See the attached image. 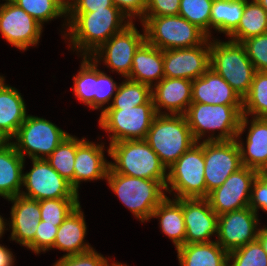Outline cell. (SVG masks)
Wrapping results in <instances>:
<instances>
[{
	"label": "cell",
	"instance_id": "6da1fadb",
	"mask_svg": "<svg viewBox=\"0 0 267 266\" xmlns=\"http://www.w3.org/2000/svg\"><path fill=\"white\" fill-rule=\"evenodd\" d=\"M67 33L71 49L90 56L114 34L122 31L131 22L117 7H105L94 12H67ZM127 20V21H126ZM124 21V22H123Z\"/></svg>",
	"mask_w": 267,
	"mask_h": 266
},
{
	"label": "cell",
	"instance_id": "7a4b0ae2",
	"mask_svg": "<svg viewBox=\"0 0 267 266\" xmlns=\"http://www.w3.org/2000/svg\"><path fill=\"white\" fill-rule=\"evenodd\" d=\"M110 169L131 177L158 180L164 187L167 168L144 139L123 140L109 144Z\"/></svg>",
	"mask_w": 267,
	"mask_h": 266
},
{
	"label": "cell",
	"instance_id": "3957f363",
	"mask_svg": "<svg viewBox=\"0 0 267 266\" xmlns=\"http://www.w3.org/2000/svg\"><path fill=\"white\" fill-rule=\"evenodd\" d=\"M243 106L212 105L191 103L184 116L196 142L209 131H219L218 135H208L202 141L234 140L240 129Z\"/></svg>",
	"mask_w": 267,
	"mask_h": 266
},
{
	"label": "cell",
	"instance_id": "277c9868",
	"mask_svg": "<svg viewBox=\"0 0 267 266\" xmlns=\"http://www.w3.org/2000/svg\"><path fill=\"white\" fill-rule=\"evenodd\" d=\"M106 181L122 204L142 223L150 221L155 208L167 197L158 180L131 177L108 169Z\"/></svg>",
	"mask_w": 267,
	"mask_h": 266
},
{
	"label": "cell",
	"instance_id": "5b68a950",
	"mask_svg": "<svg viewBox=\"0 0 267 266\" xmlns=\"http://www.w3.org/2000/svg\"><path fill=\"white\" fill-rule=\"evenodd\" d=\"M144 140L166 168L196 143L185 116L172 114H157Z\"/></svg>",
	"mask_w": 267,
	"mask_h": 266
},
{
	"label": "cell",
	"instance_id": "8992f818",
	"mask_svg": "<svg viewBox=\"0 0 267 266\" xmlns=\"http://www.w3.org/2000/svg\"><path fill=\"white\" fill-rule=\"evenodd\" d=\"M210 68L221 75L243 99L251 88L254 65L241 43L210 40Z\"/></svg>",
	"mask_w": 267,
	"mask_h": 266
},
{
	"label": "cell",
	"instance_id": "52a82bcc",
	"mask_svg": "<svg viewBox=\"0 0 267 266\" xmlns=\"http://www.w3.org/2000/svg\"><path fill=\"white\" fill-rule=\"evenodd\" d=\"M145 40L161 50L190 48L203 44L209 36L179 15L144 17Z\"/></svg>",
	"mask_w": 267,
	"mask_h": 266
},
{
	"label": "cell",
	"instance_id": "ba28073f",
	"mask_svg": "<svg viewBox=\"0 0 267 266\" xmlns=\"http://www.w3.org/2000/svg\"><path fill=\"white\" fill-rule=\"evenodd\" d=\"M204 167L203 141L196 142L167 168L166 193L175 191V199L206 198Z\"/></svg>",
	"mask_w": 267,
	"mask_h": 266
},
{
	"label": "cell",
	"instance_id": "9c48e42d",
	"mask_svg": "<svg viewBox=\"0 0 267 266\" xmlns=\"http://www.w3.org/2000/svg\"><path fill=\"white\" fill-rule=\"evenodd\" d=\"M156 115L151 97L146 103L133 108L104 107L99 117V126L110 134L109 144L123 140L145 139Z\"/></svg>",
	"mask_w": 267,
	"mask_h": 266
},
{
	"label": "cell",
	"instance_id": "30bf717a",
	"mask_svg": "<svg viewBox=\"0 0 267 266\" xmlns=\"http://www.w3.org/2000/svg\"><path fill=\"white\" fill-rule=\"evenodd\" d=\"M68 135L49 120L27 115L11 143L24 159H46Z\"/></svg>",
	"mask_w": 267,
	"mask_h": 266
},
{
	"label": "cell",
	"instance_id": "8fae6325",
	"mask_svg": "<svg viewBox=\"0 0 267 266\" xmlns=\"http://www.w3.org/2000/svg\"><path fill=\"white\" fill-rule=\"evenodd\" d=\"M145 41V31L141 34L131 22L122 31L114 34L102 44L90 57L99 63L101 60L112 72L116 71L122 77L128 78L132 69L135 52Z\"/></svg>",
	"mask_w": 267,
	"mask_h": 266
},
{
	"label": "cell",
	"instance_id": "7c38bea8",
	"mask_svg": "<svg viewBox=\"0 0 267 266\" xmlns=\"http://www.w3.org/2000/svg\"><path fill=\"white\" fill-rule=\"evenodd\" d=\"M32 168L23 173L20 194L37 201L59 198H79L70 182L63 178L46 159H31Z\"/></svg>",
	"mask_w": 267,
	"mask_h": 266
},
{
	"label": "cell",
	"instance_id": "4fadbf2b",
	"mask_svg": "<svg viewBox=\"0 0 267 266\" xmlns=\"http://www.w3.org/2000/svg\"><path fill=\"white\" fill-rule=\"evenodd\" d=\"M203 151L207 198L211 191L220 187L231 174L237 172L243 165L235 139L203 141Z\"/></svg>",
	"mask_w": 267,
	"mask_h": 266
},
{
	"label": "cell",
	"instance_id": "5bb4252c",
	"mask_svg": "<svg viewBox=\"0 0 267 266\" xmlns=\"http://www.w3.org/2000/svg\"><path fill=\"white\" fill-rule=\"evenodd\" d=\"M4 1V0H3ZM0 4V33L12 46L19 50L39 43L43 26L24 9L11 0Z\"/></svg>",
	"mask_w": 267,
	"mask_h": 266
},
{
	"label": "cell",
	"instance_id": "9a60e30c",
	"mask_svg": "<svg viewBox=\"0 0 267 266\" xmlns=\"http://www.w3.org/2000/svg\"><path fill=\"white\" fill-rule=\"evenodd\" d=\"M258 173L254 169L243 166L231 174L220 187L207 196L213 211L219 216L249 207L252 185Z\"/></svg>",
	"mask_w": 267,
	"mask_h": 266
},
{
	"label": "cell",
	"instance_id": "2e32d148",
	"mask_svg": "<svg viewBox=\"0 0 267 266\" xmlns=\"http://www.w3.org/2000/svg\"><path fill=\"white\" fill-rule=\"evenodd\" d=\"M258 214L245 207L218 216L216 242L227 252H231L258 238Z\"/></svg>",
	"mask_w": 267,
	"mask_h": 266
},
{
	"label": "cell",
	"instance_id": "e0dca14e",
	"mask_svg": "<svg viewBox=\"0 0 267 266\" xmlns=\"http://www.w3.org/2000/svg\"><path fill=\"white\" fill-rule=\"evenodd\" d=\"M210 39L190 48L163 50V69L167 78L194 80L210 68Z\"/></svg>",
	"mask_w": 267,
	"mask_h": 266
},
{
	"label": "cell",
	"instance_id": "ac0fdd59",
	"mask_svg": "<svg viewBox=\"0 0 267 266\" xmlns=\"http://www.w3.org/2000/svg\"><path fill=\"white\" fill-rule=\"evenodd\" d=\"M248 116L242 115L240 129L235 138L244 167L254 169L258 172H267V118H256L248 120ZM248 127L246 143L241 139V135Z\"/></svg>",
	"mask_w": 267,
	"mask_h": 266
},
{
	"label": "cell",
	"instance_id": "d6986e66",
	"mask_svg": "<svg viewBox=\"0 0 267 266\" xmlns=\"http://www.w3.org/2000/svg\"><path fill=\"white\" fill-rule=\"evenodd\" d=\"M185 244L208 243L218 233V215L207 198H183Z\"/></svg>",
	"mask_w": 267,
	"mask_h": 266
},
{
	"label": "cell",
	"instance_id": "ffe728a7",
	"mask_svg": "<svg viewBox=\"0 0 267 266\" xmlns=\"http://www.w3.org/2000/svg\"><path fill=\"white\" fill-rule=\"evenodd\" d=\"M151 97L157 114L184 115L192 103V80L164 77L151 88Z\"/></svg>",
	"mask_w": 267,
	"mask_h": 266
},
{
	"label": "cell",
	"instance_id": "44dd1931",
	"mask_svg": "<svg viewBox=\"0 0 267 266\" xmlns=\"http://www.w3.org/2000/svg\"><path fill=\"white\" fill-rule=\"evenodd\" d=\"M192 103L243 106V99L221 75L209 68L192 80Z\"/></svg>",
	"mask_w": 267,
	"mask_h": 266
},
{
	"label": "cell",
	"instance_id": "7402d4cb",
	"mask_svg": "<svg viewBox=\"0 0 267 266\" xmlns=\"http://www.w3.org/2000/svg\"><path fill=\"white\" fill-rule=\"evenodd\" d=\"M11 207L10 240L27 247L35 238L37 226L41 219L39 201L20 195L8 199Z\"/></svg>",
	"mask_w": 267,
	"mask_h": 266
},
{
	"label": "cell",
	"instance_id": "603a6c76",
	"mask_svg": "<svg viewBox=\"0 0 267 266\" xmlns=\"http://www.w3.org/2000/svg\"><path fill=\"white\" fill-rule=\"evenodd\" d=\"M104 143L84 139L78 146L74 163L73 189L78 193L82 181L106 179L109 161L105 159Z\"/></svg>",
	"mask_w": 267,
	"mask_h": 266
},
{
	"label": "cell",
	"instance_id": "cb8c5ba5",
	"mask_svg": "<svg viewBox=\"0 0 267 266\" xmlns=\"http://www.w3.org/2000/svg\"><path fill=\"white\" fill-rule=\"evenodd\" d=\"M81 210V205L79 204L65 218L56 233L52 248L66 252L64 254L66 256L85 253L93 249L89 243L84 241L87 234V226L84 213Z\"/></svg>",
	"mask_w": 267,
	"mask_h": 266
},
{
	"label": "cell",
	"instance_id": "d4e9b609",
	"mask_svg": "<svg viewBox=\"0 0 267 266\" xmlns=\"http://www.w3.org/2000/svg\"><path fill=\"white\" fill-rule=\"evenodd\" d=\"M164 77L163 50L145 40L135 52L128 79L147 84L152 88Z\"/></svg>",
	"mask_w": 267,
	"mask_h": 266
},
{
	"label": "cell",
	"instance_id": "484cf974",
	"mask_svg": "<svg viewBox=\"0 0 267 266\" xmlns=\"http://www.w3.org/2000/svg\"><path fill=\"white\" fill-rule=\"evenodd\" d=\"M26 104L21 93L0 80V128L11 139L27 116Z\"/></svg>",
	"mask_w": 267,
	"mask_h": 266
},
{
	"label": "cell",
	"instance_id": "4316f807",
	"mask_svg": "<svg viewBox=\"0 0 267 266\" xmlns=\"http://www.w3.org/2000/svg\"><path fill=\"white\" fill-rule=\"evenodd\" d=\"M24 165L12 143L0 147V197L8 200L20 195Z\"/></svg>",
	"mask_w": 267,
	"mask_h": 266
},
{
	"label": "cell",
	"instance_id": "83f0119b",
	"mask_svg": "<svg viewBox=\"0 0 267 266\" xmlns=\"http://www.w3.org/2000/svg\"><path fill=\"white\" fill-rule=\"evenodd\" d=\"M151 218H158L160 229L172 240L175 248L185 245L183 199L166 197L153 211Z\"/></svg>",
	"mask_w": 267,
	"mask_h": 266
},
{
	"label": "cell",
	"instance_id": "f1b7e54d",
	"mask_svg": "<svg viewBox=\"0 0 267 266\" xmlns=\"http://www.w3.org/2000/svg\"><path fill=\"white\" fill-rule=\"evenodd\" d=\"M176 250L180 266H228V252L216 240L185 244Z\"/></svg>",
	"mask_w": 267,
	"mask_h": 266
},
{
	"label": "cell",
	"instance_id": "f546056e",
	"mask_svg": "<svg viewBox=\"0 0 267 266\" xmlns=\"http://www.w3.org/2000/svg\"><path fill=\"white\" fill-rule=\"evenodd\" d=\"M247 0H213L210 29L229 37L236 29L244 13Z\"/></svg>",
	"mask_w": 267,
	"mask_h": 266
},
{
	"label": "cell",
	"instance_id": "4dcf8cb0",
	"mask_svg": "<svg viewBox=\"0 0 267 266\" xmlns=\"http://www.w3.org/2000/svg\"><path fill=\"white\" fill-rule=\"evenodd\" d=\"M267 32V11L257 0H247L244 13L237 29L228 37L229 40L241 43L247 38Z\"/></svg>",
	"mask_w": 267,
	"mask_h": 266
},
{
	"label": "cell",
	"instance_id": "1f68e13d",
	"mask_svg": "<svg viewBox=\"0 0 267 266\" xmlns=\"http://www.w3.org/2000/svg\"><path fill=\"white\" fill-rule=\"evenodd\" d=\"M69 134L46 158V161L73 187L74 163L77 146L84 140Z\"/></svg>",
	"mask_w": 267,
	"mask_h": 266
},
{
	"label": "cell",
	"instance_id": "d6a6232c",
	"mask_svg": "<svg viewBox=\"0 0 267 266\" xmlns=\"http://www.w3.org/2000/svg\"><path fill=\"white\" fill-rule=\"evenodd\" d=\"M73 92L76 98L95 110V88H96V62L90 56H83L80 71L73 76Z\"/></svg>",
	"mask_w": 267,
	"mask_h": 266
},
{
	"label": "cell",
	"instance_id": "836d02e7",
	"mask_svg": "<svg viewBox=\"0 0 267 266\" xmlns=\"http://www.w3.org/2000/svg\"><path fill=\"white\" fill-rule=\"evenodd\" d=\"M242 113L252 118H267V72H255L251 88L243 98Z\"/></svg>",
	"mask_w": 267,
	"mask_h": 266
},
{
	"label": "cell",
	"instance_id": "e575fe53",
	"mask_svg": "<svg viewBox=\"0 0 267 266\" xmlns=\"http://www.w3.org/2000/svg\"><path fill=\"white\" fill-rule=\"evenodd\" d=\"M151 98V87L147 84L125 78L119 83L113 101L106 108H133Z\"/></svg>",
	"mask_w": 267,
	"mask_h": 266
},
{
	"label": "cell",
	"instance_id": "d590c367",
	"mask_svg": "<svg viewBox=\"0 0 267 266\" xmlns=\"http://www.w3.org/2000/svg\"><path fill=\"white\" fill-rule=\"evenodd\" d=\"M18 7L24 9L42 26L44 22L67 17V11L55 0H11Z\"/></svg>",
	"mask_w": 267,
	"mask_h": 266
},
{
	"label": "cell",
	"instance_id": "8d00e7d4",
	"mask_svg": "<svg viewBox=\"0 0 267 266\" xmlns=\"http://www.w3.org/2000/svg\"><path fill=\"white\" fill-rule=\"evenodd\" d=\"M213 0H181L179 16L197 25L211 38L210 18Z\"/></svg>",
	"mask_w": 267,
	"mask_h": 266
},
{
	"label": "cell",
	"instance_id": "74e56055",
	"mask_svg": "<svg viewBox=\"0 0 267 266\" xmlns=\"http://www.w3.org/2000/svg\"><path fill=\"white\" fill-rule=\"evenodd\" d=\"M80 204L79 198L45 199L39 201L41 219L59 227L65 218Z\"/></svg>",
	"mask_w": 267,
	"mask_h": 266
},
{
	"label": "cell",
	"instance_id": "f35d334b",
	"mask_svg": "<svg viewBox=\"0 0 267 266\" xmlns=\"http://www.w3.org/2000/svg\"><path fill=\"white\" fill-rule=\"evenodd\" d=\"M228 266H267V252L256 239L228 252Z\"/></svg>",
	"mask_w": 267,
	"mask_h": 266
},
{
	"label": "cell",
	"instance_id": "ab89813d",
	"mask_svg": "<svg viewBox=\"0 0 267 266\" xmlns=\"http://www.w3.org/2000/svg\"><path fill=\"white\" fill-rule=\"evenodd\" d=\"M256 71L267 72V32L242 41Z\"/></svg>",
	"mask_w": 267,
	"mask_h": 266
},
{
	"label": "cell",
	"instance_id": "60d3db41",
	"mask_svg": "<svg viewBox=\"0 0 267 266\" xmlns=\"http://www.w3.org/2000/svg\"><path fill=\"white\" fill-rule=\"evenodd\" d=\"M96 63V88H95V110L101 109L105 104H110V100L113 101V96L116 94L118 86L112 79V76H108L105 72L97 68Z\"/></svg>",
	"mask_w": 267,
	"mask_h": 266
},
{
	"label": "cell",
	"instance_id": "b9f144b4",
	"mask_svg": "<svg viewBox=\"0 0 267 266\" xmlns=\"http://www.w3.org/2000/svg\"><path fill=\"white\" fill-rule=\"evenodd\" d=\"M58 228L59 227L55 226V224H50L40 220L37 226L35 238L26 248L36 254L51 250L54 246Z\"/></svg>",
	"mask_w": 267,
	"mask_h": 266
},
{
	"label": "cell",
	"instance_id": "7bdbcfd3",
	"mask_svg": "<svg viewBox=\"0 0 267 266\" xmlns=\"http://www.w3.org/2000/svg\"><path fill=\"white\" fill-rule=\"evenodd\" d=\"M114 263L109 264L106 257L92 249L85 253L63 255L53 266H113Z\"/></svg>",
	"mask_w": 267,
	"mask_h": 266
},
{
	"label": "cell",
	"instance_id": "ee69618b",
	"mask_svg": "<svg viewBox=\"0 0 267 266\" xmlns=\"http://www.w3.org/2000/svg\"><path fill=\"white\" fill-rule=\"evenodd\" d=\"M249 207L258 214V209L267 212V172H259L255 178Z\"/></svg>",
	"mask_w": 267,
	"mask_h": 266
},
{
	"label": "cell",
	"instance_id": "f6af8a7d",
	"mask_svg": "<svg viewBox=\"0 0 267 266\" xmlns=\"http://www.w3.org/2000/svg\"><path fill=\"white\" fill-rule=\"evenodd\" d=\"M181 0H147L144 17L179 15Z\"/></svg>",
	"mask_w": 267,
	"mask_h": 266
},
{
	"label": "cell",
	"instance_id": "bcb514c9",
	"mask_svg": "<svg viewBox=\"0 0 267 266\" xmlns=\"http://www.w3.org/2000/svg\"><path fill=\"white\" fill-rule=\"evenodd\" d=\"M112 2L130 22L138 16L140 21L144 18L147 0H112Z\"/></svg>",
	"mask_w": 267,
	"mask_h": 266
},
{
	"label": "cell",
	"instance_id": "7dc6e473",
	"mask_svg": "<svg viewBox=\"0 0 267 266\" xmlns=\"http://www.w3.org/2000/svg\"><path fill=\"white\" fill-rule=\"evenodd\" d=\"M105 7H116L112 0H74L68 12H94Z\"/></svg>",
	"mask_w": 267,
	"mask_h": 266
},
{
	"label": "cell",
	"instance_id": "c3c4849f",
	"mask_svg": "<svg viewBox=\"0 0 267 266\" xmlns=\"http://www.w3.org/2000/svg\"><path fill=\"white\" fill-rule=\"evenodd\" d=\"M14 258L12 251L0 244V266H13L15 261Z\"/></svg>",
	"mask_w": 267,
	"mask_h": 266
},
{
	"label": "cell",
	"instance_id": "681fc988",
	"mask_svg": "<svg viewBox=\"0 0 267 266\" xmlns=\"http://www.w3.org/2000/svg\"><path fill=\"white\" fill-rule=\"evenodd\" d=\"M260 243L263 246V249L267 252V226L264 228H259V233H258V238H257Z\"/></svg>",
	"mask_w": 267,
	"mask_h": 266
},
{
	"label": "cell",
	"instance_id": "f907efd6",
	"mask_svg": "<svg viewBox=\"0 0 267 266\" xmlns=\"http://www.w3.org/2000/svg\"><path fill=\"white\" fill-rule=\"evenodd\" d=\"M11 141L12 140L0 128V147L10 144Z\"/></svg>",
	"mask_w": 267,
	"mask_h": 266
},
{
	"label": "cell",
	"instance_id": "816d5d0a",
	"mask_svg": "<svg viewBox=\"0 0 267 266\" xmlns=\"http://www.w3.org/2000/svg\"><path fill=\"white\" fill-rule=\"evenodd\" d=\"M59 3L67 12L74 3V0H55Z\"/></svg>",
	"mask_w": 267,
	"mask_h": 266
},
{
	"label": "cell",
	"instance_id": "f5cc1de1",
	"mask_svg": "<svg viewBox=\"0 0 267 266\" xmlns=\"http://www.w3.org/2000/svg\"><path fill=\"white\" fill-rule=\"evenodd\" d=\"M5 221L6 220L0 215V238L3 236L5 230H8V228L5 229L7 225Z\"/></svg>",
	"mask_w": 267,
	"mask_h": 266
},
{
	"label": "cell",
	"instance_id": "db71d44e",
	"mask_svg": "<svg viewBox=\"0 0 267 266\" xmlns=\"http://www.w3.org/2000/svg\"><path fill=\"white\" fill-rule=\"evenodd\" d=\"M257 1L267 11V0H257Z\"/></svg>",
	"mask_w": 267,
	"mask_h": 266
},
{
	"label": "cell",
	"instance_id": "11a10c76",
	"mask_svg": "<svg viewBox=\"0 0 267 266\" xmlns=\"http://www.w3.org/2000/svg\"><path fill=\"white\" fill-rule=\"evenodd\" d=\"M113 266H128V265L116 262V263H114Z\"/></svg>",
	"mask_w": 267,
	"mask_h": 266
}]
</instances>
